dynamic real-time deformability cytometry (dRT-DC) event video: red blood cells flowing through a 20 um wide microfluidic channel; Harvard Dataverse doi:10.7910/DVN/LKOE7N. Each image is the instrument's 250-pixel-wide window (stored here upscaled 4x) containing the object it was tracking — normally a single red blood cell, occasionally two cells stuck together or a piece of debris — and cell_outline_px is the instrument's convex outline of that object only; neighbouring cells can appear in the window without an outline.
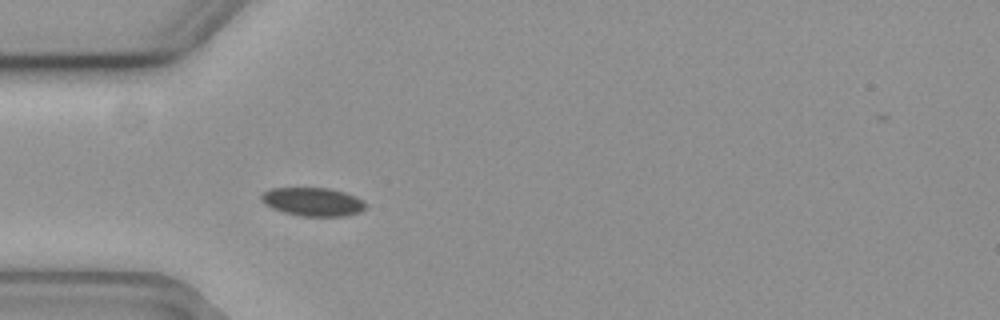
{"species": "common noctule bat (a hibernating species)", "species_latin": "Nyctalus noctula", "temperature_condition": "cold", "stored_images_in_passage": 41, "camera_frame_rate_fps": 3000, "um_per_image_px": 0.085, "animal": {"sex": "female", "body_mass_g": 19.3, "forearm_length_mm": 54.1}, "frame": {"image": 1, "passage_image": 1, "time_ms": 0.0, "image_size_px": [1000, 320], "cell_outline_px": [[368, 204], [360, 212], [348, 216], [300, 216], [284, 212], [272, 208], [264, 204], [260, 200], [260, 196], [264, 192], [272, 188], [328, 188], [344, 192], [356, 196], [364, 200]], "centroid_in_image_um": [26.61, 17.15], "position_along_channel_um": 58.4, "area_um2": 17.46}}
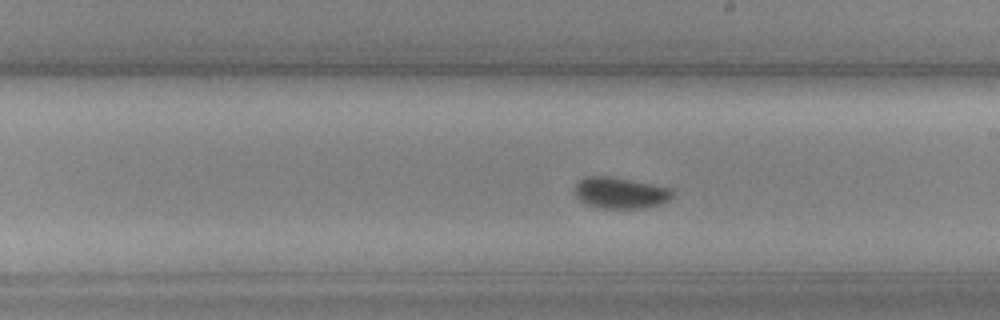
{"frame": {"image": 2, "passage_image": 16, "time_ms": 5.0, "image_size_px": [1000, 320], "cell_outline_px": [[676, 196], [660, 204], [648, 208], [596, 208], [584, 204], [576, 196], [572, 188], [584, 176], [612, 176], [672, 188], [676, 192]], "centroid_in_image_um": [52.74, 16.4], "position_along_channel_um": 236.3, "area_um2": 18.32}}
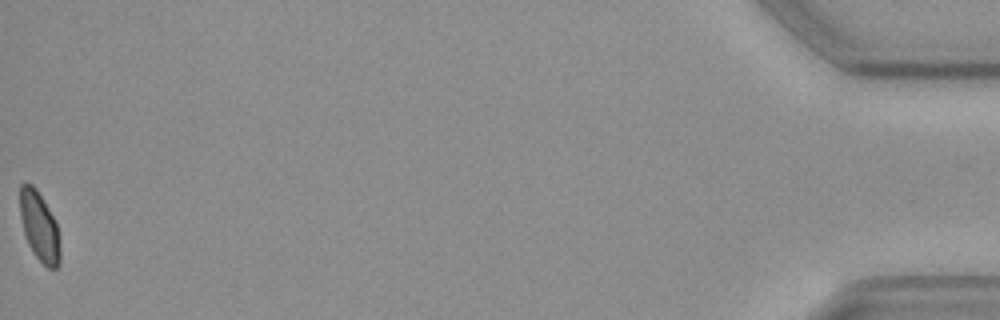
{"frame": {"image": 3, "passage_image": 41, "time_ms": 13.333, "image_size_px": [1000, 320], "cell_outline_px": [[60, 264], [56, 268], [48, 268], [36, 256], [28, 244], [24, 232], [20, 216], [20, 184], [24, 180], [32, 184], [36, 188], [56, 220], [60, 244]], "centroid_in_image_um": [3.35, 19.22], "position_along_channel_um": 431.8, "area_um2": 16.36}, "authors_computed_cell_mechanics": {"area_um2": 17.5134, "velocity_mm_per_s": 3.6522, "shape_relaxation_time_tau1_ms": 2.9299, "shape_relaxation_time_tau2_ms": null, "deformation_change_tau1": 0.0457, "deformation_change_tau2": null}}